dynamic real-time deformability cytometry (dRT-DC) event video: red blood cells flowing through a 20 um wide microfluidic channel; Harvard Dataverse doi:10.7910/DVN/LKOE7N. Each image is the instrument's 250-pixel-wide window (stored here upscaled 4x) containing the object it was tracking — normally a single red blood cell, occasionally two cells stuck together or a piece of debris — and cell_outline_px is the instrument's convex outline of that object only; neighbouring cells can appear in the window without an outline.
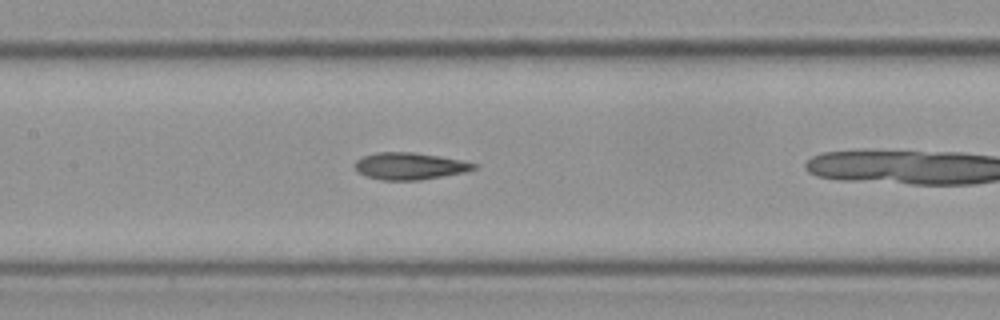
{"species": "Egyptian fruit bat (a non-hibernating species)", "species_latin": "Rousettus aegyptiacus", "temperature_condition": "cold", "stored_images_in_passage": 11, "camera_frame_rate_fps": 3000, "um_per_image_px": 0.085, "frame": {"image": 1, "passage_image": 10, "time_ms": 3.0, "image_size_px": [1000, 320], "cell_outline_px": [[480, 164], [476, 168], [464, 172], [420, 180], [380, 180], [364, 176], [352, 164], [356, 160], [364, 156], [376, 152], [412, 152], [440, 156]], "centroid_in_image_um": [34.81, 14.11], "position_along_channel_um": 172.6, "area_um2": 18.73}}